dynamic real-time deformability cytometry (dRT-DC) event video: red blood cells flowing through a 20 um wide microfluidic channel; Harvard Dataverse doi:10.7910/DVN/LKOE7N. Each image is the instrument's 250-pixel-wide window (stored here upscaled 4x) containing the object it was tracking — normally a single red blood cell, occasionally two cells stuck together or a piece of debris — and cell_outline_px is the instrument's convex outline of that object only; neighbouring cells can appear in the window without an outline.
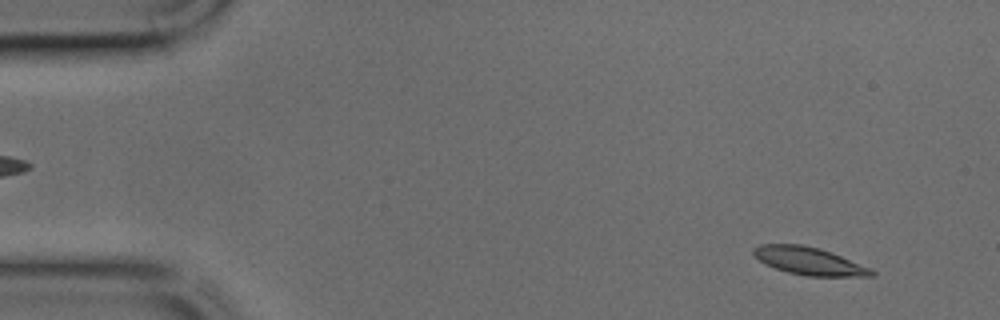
{"species": "common noctule bat (a hibernating species)", "species_latin": "Nyctalus noctula", "temperature_condition": "cold", "stored_images_in_passage": 45, "camera_frame_rate_fps": 3000, "um_per_image_px": 0.085, "animal": {"sex": "male", "body_mass_g": 17.9, "forearm_length_mm": 54.2}, "frame": {"image": 1, "passage_image": 3, "time_ms": 0.667, "image_size_px": [1000, 320], "cell_outline_px": [[876, 276], [808, 276], [788, 272], [764, 264], [752, 252], [752, 248], [760, 244], [800, 244], [820, 248], [872, 268], [876, 272]], "centroid_in_image_um": [68.79, 22.18], "position_along_channel_um": 16.2, "area_um2": 19.02}}
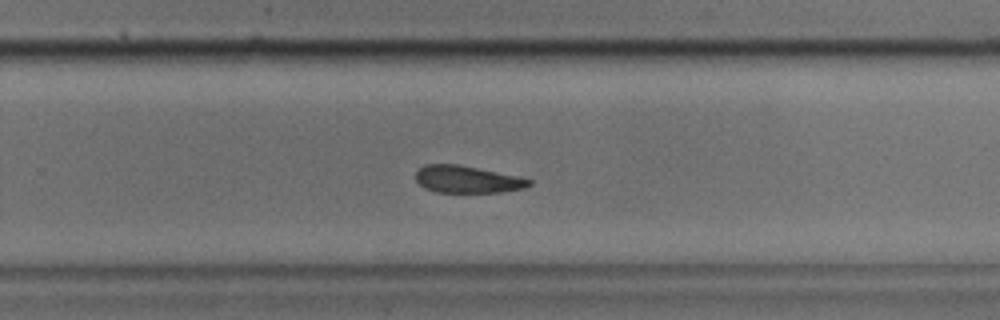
{"frame": {"image": 2, "passage_image": 28, "time_ms": 9.0, "image_size_px": [1000, 320], "cell_outline_px": [[532, 184], [524, 188], [500, 192], [436, 192], [424, 188], [416, 180], [416, 172], [424, 164], [456, 164], [520, 176], [532, 180]], "centroid_in_image_um": [39.72, 15.24], "position_along_channel_um": 290.1, "area_um2": 17.92}}
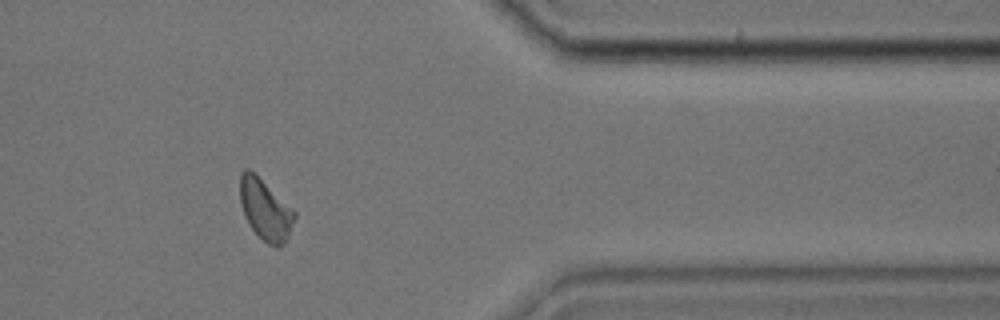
{"frame": {"image": 3, "passage_image": 36, "time_ms": 11.667, "image_size_px": [1000, 320], "cell_outline_px": [[296, 216], [288, 236], [284, 244], [276, 248], [268, 244], [248, 224], [244, 216], [240, 204], [240, 172], [244, 168], [248, 168], [256, 172], [296, 212]], "centroid_in_image_um": [22.53, 17.77], "position_along_channel_um": 388.9, "area_um2": 19.59}}